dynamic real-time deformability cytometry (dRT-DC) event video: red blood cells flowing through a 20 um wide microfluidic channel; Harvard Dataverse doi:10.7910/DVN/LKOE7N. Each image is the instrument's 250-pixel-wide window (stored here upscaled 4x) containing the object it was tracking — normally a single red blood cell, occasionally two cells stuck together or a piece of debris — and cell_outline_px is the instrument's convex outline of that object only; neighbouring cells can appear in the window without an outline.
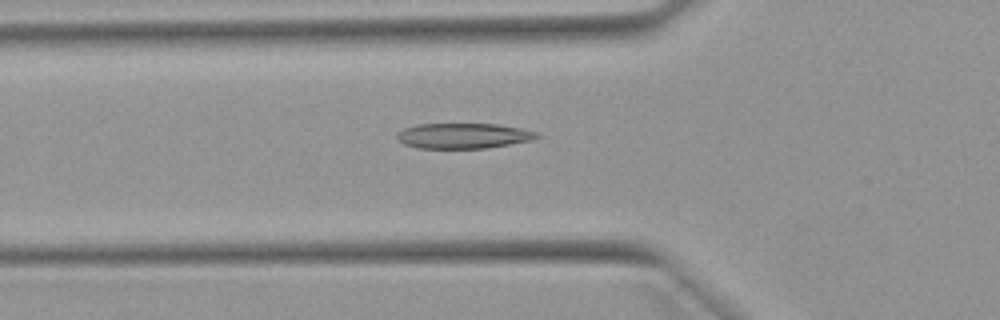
{"species": "Egyptian fruit bat (a non-hibernating species)", "species_latin": "Rousettus aegyptiacus", "temperature_condition": "warm", "stored_images_in_passage": 52, "camera_frame_rate_fps": 3000, "um_per_image_px": 0.085, "animal": {"sex": "female"}, "frame": {"image": 1, "passage_image": 18, "time_ms": 5.667, "image_size_px": [1000, 320], "cell_outline_px": [[540, 136], [532, 140], [488, 148], [416, 148], [404, 144], [396, 140], [396, 132], [404, 128], [416, 124], [496, 124], [520, 128], [536, 132]], "centroid_in_image_um": [39.32, 11.54], "position_along_channel_um": 86.5, "area_um2": 20.75}}
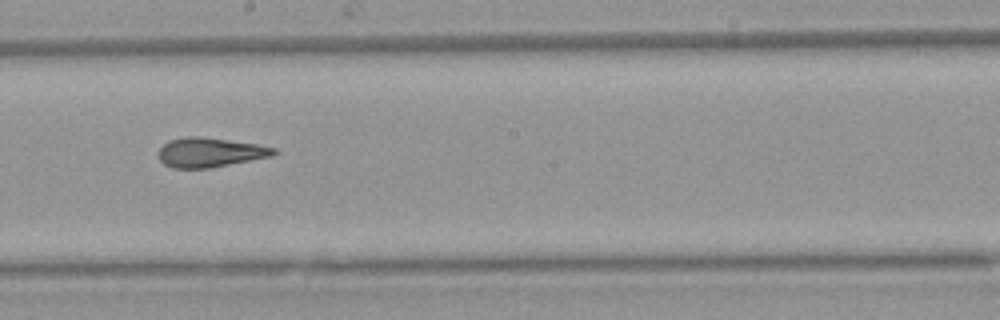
{"frame": {"image": 2, "passage_image": 29, "time_ms": 9.333, "image_size_px": [1000, 320], "cell_outline_px": [[280, 152], [272, 156], [208, 168], [172, 168], [164, 164], [160, 160], [156, 152], [168, 140], [184, 136], [200, 136], [256, 144], [276, 148]], "centroid_in_image_um": [17.82, 12.94], "position_along_channel_um": 230.4, "area_um2": 19.88}}
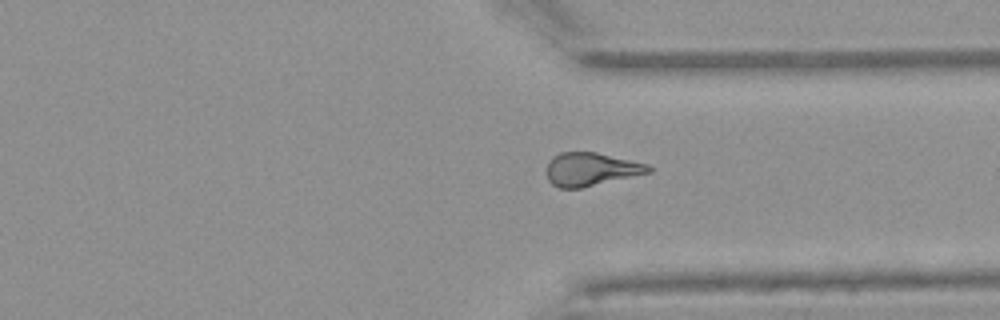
{"frame": {"image": 3, "passage_image": 39, "time_ms": 12.667, "image_size_px": [1000, 320], "cell_outline_px": [[652, 172], [580, 188], [560, 188], [552, 184], [548, 180], [548, 164], [552, 156], [560, 152], [596, 152], [648, 164], [652, 168]], "centroid_in_image_um": [50.24, 14.38], "position_along_channel_um": 361.2, "area_um2": 19.59}, "authors_computed_cell_mechanics": {"area_um2": 20.8369, "velocity_mm_per_s": 3.9213, "shape_relaxation_time_tau1_ms": null, "shape_relaxation_time_tau2_ms": 2.2469, "deformation_change_tau1": null, "deformation_change_tau2": 0.1004}}